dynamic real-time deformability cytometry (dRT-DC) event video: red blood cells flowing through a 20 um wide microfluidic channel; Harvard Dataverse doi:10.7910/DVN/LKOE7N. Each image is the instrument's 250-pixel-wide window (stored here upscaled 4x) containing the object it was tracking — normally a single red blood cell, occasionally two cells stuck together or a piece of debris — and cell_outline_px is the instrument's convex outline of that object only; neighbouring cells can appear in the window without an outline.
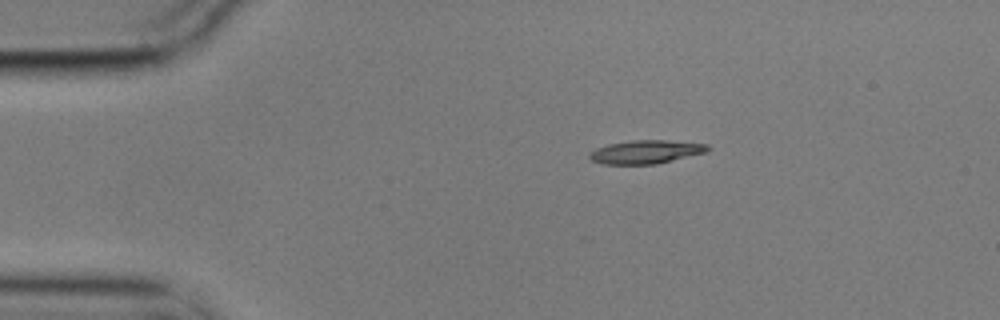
{"species": "common noctule bat (a hibernating species)", "species_latin": "Nyctalus noctula", "temperature_condition": "cold", "stored_images_in_passage": 9, "camera_frame_rate_fps": 3000, "um_per_image_px": 0.085, "animal": {"sex": "male", "body_mass_g": 17.9}, "frame": {"image": 1, "passage_image": 1, "time_ms": 0.0, "image_size_px": [1000, 320], "cell_outline_px": [[712, 148], [708, 152], [656, 164], [604, 164], [592, 160], [588, 156], [596, 148], [608, 144], [632, 140], [664, 140], [708, 144]], "centroid_in_image_um": [54.95, 12.91], "position_along_channel_um": 30.0, "area_um2": 16.13}}